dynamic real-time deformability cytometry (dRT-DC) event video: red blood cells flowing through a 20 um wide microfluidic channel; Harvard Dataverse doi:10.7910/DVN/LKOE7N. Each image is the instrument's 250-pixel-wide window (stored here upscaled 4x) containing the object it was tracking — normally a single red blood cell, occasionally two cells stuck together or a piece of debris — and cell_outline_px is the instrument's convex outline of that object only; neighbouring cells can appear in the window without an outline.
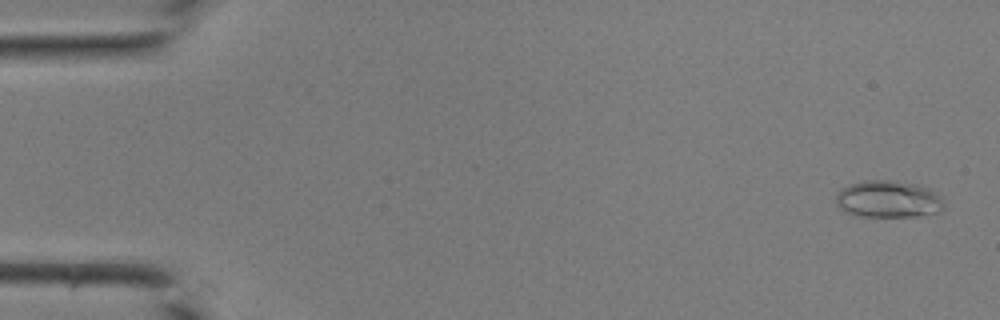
{"species": "common noctule bat (a hibernating species)", "species_latin": "Nyctalus noctula", "temperature_condition": "room temperature", "stored_images_in_passage": 44, "camera_frame_rate_fps": 3000, "um_per_image_px": 0.085, "animal": {"sex": "male", "body_mass_g": 19.0, "forearm_length_mm": 50.8}, "frame": {"image": 1, "passage_image": 2, "time_ms": 0.333, "image_size_px": [1000, 320], "cell_outline_px": [[944, 208], [940, 212], [916, 216], [860, 216], [844, 212], [836, 204], [836, 196], [840, 188], [848, 184], [864, 180], [896, 180], [916, 184], [932, 188], [936, 192], [944, 204]], "centroid_in_image_um": [75.49, 16.91], "position_along_channel_um": 9.5, "area_um2": 23.64}}
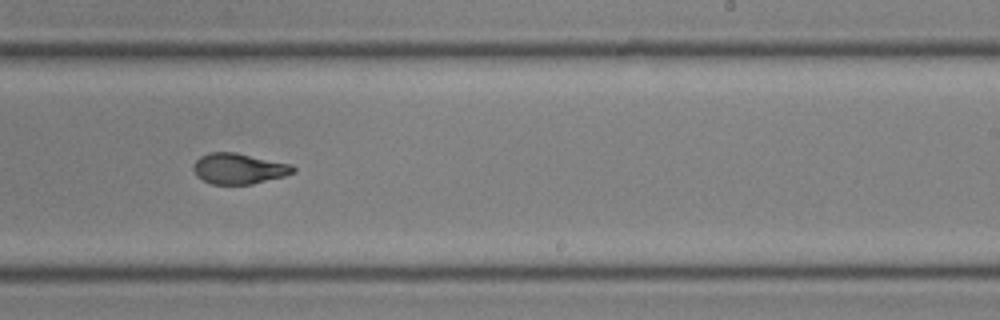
{"frame": {"image": 2, "passage_image": 28, "time_ms": 9.0, "image_size_px": [1000, 320], "cell_outline_px": [[296, 172], [284, 176], [252, 184], [212, 184], [196, 176], [192, 168], [196, 160], [200, 156], [212, 152], [236, 152], [292, 164], [296, 168]], "centroid_in_image_um": [20.32, 14.33], "position_along_channel_um": 268.7, "area_um2": 17.92}}
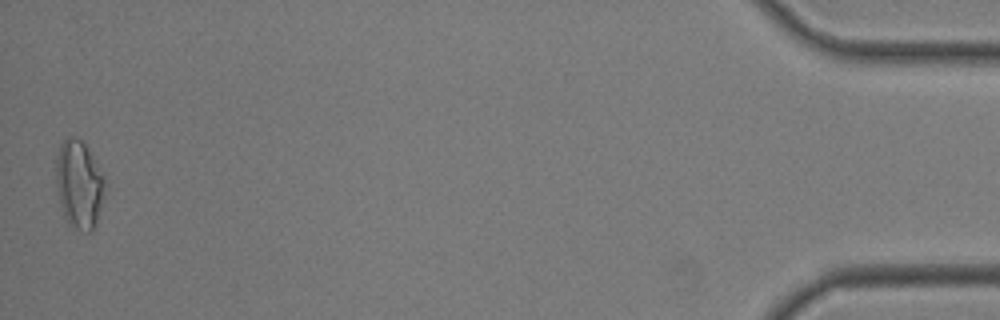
{"frame": {"image": 3, "passage_image": 44, "time_ms": 14.333, "image_size_px": [1000, 320], "cell_outline_px": [[108, 184], [92, 232], [88, 232], [76, 228], [64, 216], [60, 204], [56, 184], [56, 160], [60, 144], [64, 140], [72, 136], [76, 136], [84, 144], [104, 176]], "centroid_in_image_um": [6.73, 15.66], "position_along_channel_um": 428.5, "area_um2": 24.8}}